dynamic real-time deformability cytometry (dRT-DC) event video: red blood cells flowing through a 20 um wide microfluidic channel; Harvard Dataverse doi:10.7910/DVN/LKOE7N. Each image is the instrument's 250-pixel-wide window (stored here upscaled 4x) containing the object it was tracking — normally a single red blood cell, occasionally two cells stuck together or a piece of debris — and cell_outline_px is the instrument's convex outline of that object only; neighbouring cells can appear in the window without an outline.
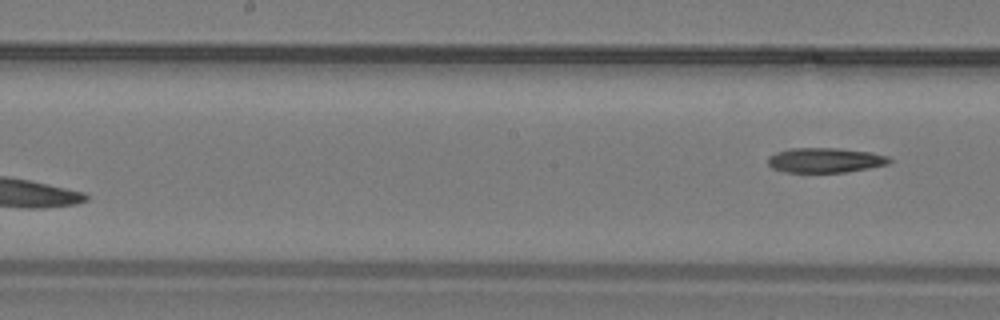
{"species": "common noctule bat (a hibernating species)", "species_latin": "Nyctalus noctula", "temperature_condition": "warm", "stored_images_in_passage": 8, "segment_of_instrument_passage": [2, 2], "camera_frame_rate_fps": 3000, "um_per_image_px": 0.085, "animal": {"sex": "male", "body_mass_g": 19.2, "forearm_length_mm": 51.8}, "frame": {"image": 1, "passage_image": 8, "time_ms": 2.333, "image_size_px": [1000, 320], "cell_outline_px": [[892, 160], [888, 164], [868, 168], [844, 172], [784, 172], [772, 168], [768, 164], [768, 156], [780, 152], [796, 148], [836, 148], [872, 152], [888, 156]], "centroid_in_image_um": [70.16, 13.62], "position_along_channel_um": 178.0, "area_um2": 17.4}}